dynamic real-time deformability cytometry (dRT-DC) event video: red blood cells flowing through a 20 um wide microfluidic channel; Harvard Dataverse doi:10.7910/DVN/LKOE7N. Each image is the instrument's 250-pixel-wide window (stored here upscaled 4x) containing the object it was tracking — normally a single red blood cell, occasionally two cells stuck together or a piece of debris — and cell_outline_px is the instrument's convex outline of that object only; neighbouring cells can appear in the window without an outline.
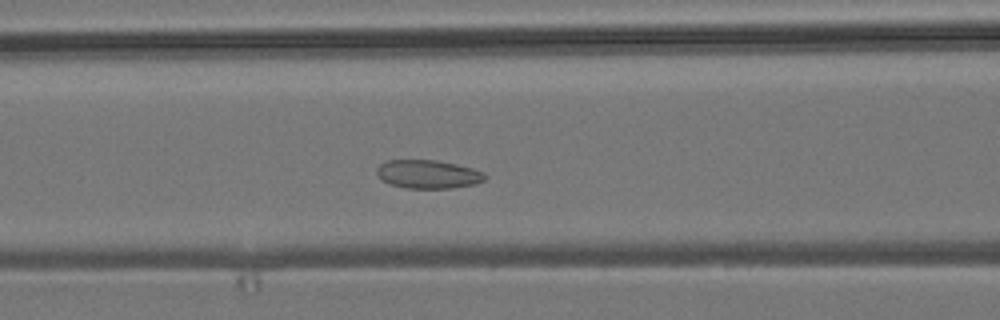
{"species": "common noctule bat (a hibernating species)", "species_latin": "Nyctalus noctula", "temperature_condition": "room temperature", "stored_images_in_passage": 39, "camera_frame_rate_fps": 3000, "um_per_image_px": 0.085, "animal": {"sex": "male", "body_mass_g": 19.2, "forearm_length_mm": 51.8}, "frame": {"image": 1, "passage_image": 7, "time_ms": 2.0, "image_size_px": [1000, 320], "cell_outline_px": [[488, 176], [484, 180], [476, 184], [452, 188], [404, 188], [392, 184], [384, 180], [376, 172], [376, 168], [380, 164], [388, 160], [436, 160], [456, 164], [472, 168], [484, 172]], "centroid_in_image_um": [36.43, 14.8], "position_along_channel_um": 130.2, "area_um2": 17.92}}
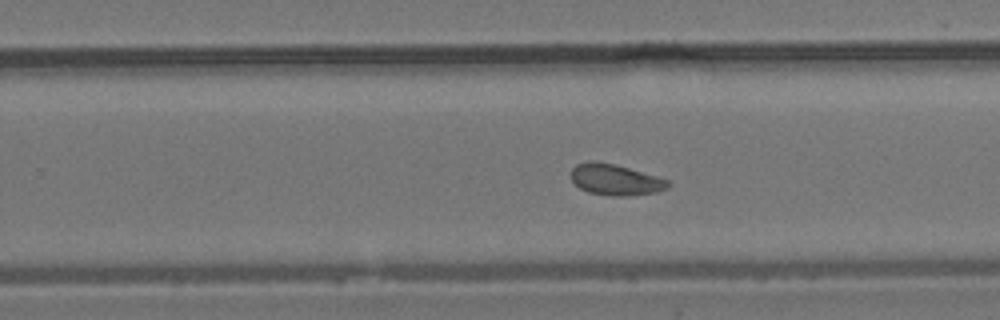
{"frame": {"image": 2, "passage_image": 19, "time_ms": 6.0, "image_size_px": [1000, 320], "cell_outline_px": [[672, 184], [668, 188], [656, 192], [628, 196], [612, 196], [588, 192], [580, 188], [568, 176], [572, 168], [576, 164], [588, 160], [596, 160], [628, 168], [656, 176], [668, 180]], "centroid_in_image_um": [52.27, 15.27], "position_along_channel_um": 277.5, "area_um2": 17.69}}
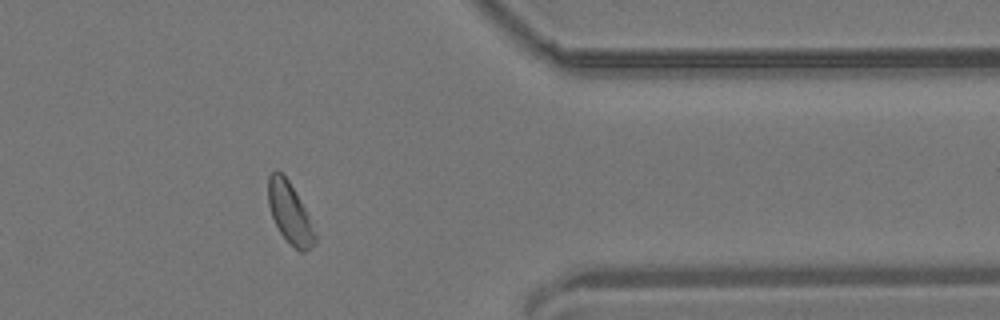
{"frame": {"image": 3, "passage_image": 29, "time_ms": 9.333, "image_size_px": [1000, 320], "cell_outline_px": [[316, 240], [304, 252], [300, 252], [280, 232], [272, 216], [268, 204], [268, 176], [276, 168], [288, 180], [304, 208], [308, 216], [316, 236]], "centroid_in_image_um": [24.59, 18.06], "position_along_channel_um": 386.8, "area_um2": 15.95}, "authors_computed_cell_mechanics": {"area_um2": 17.5134, "velocity_mm_per_s": 3.7502, "shape_relaxation_time_tau1_ms": 8.2541, "shape_relaxation_time_tau2_ms": 3.6857, "deformation_change_tau1": 0.1135, "deformation_change_tau2": 0.0865}}